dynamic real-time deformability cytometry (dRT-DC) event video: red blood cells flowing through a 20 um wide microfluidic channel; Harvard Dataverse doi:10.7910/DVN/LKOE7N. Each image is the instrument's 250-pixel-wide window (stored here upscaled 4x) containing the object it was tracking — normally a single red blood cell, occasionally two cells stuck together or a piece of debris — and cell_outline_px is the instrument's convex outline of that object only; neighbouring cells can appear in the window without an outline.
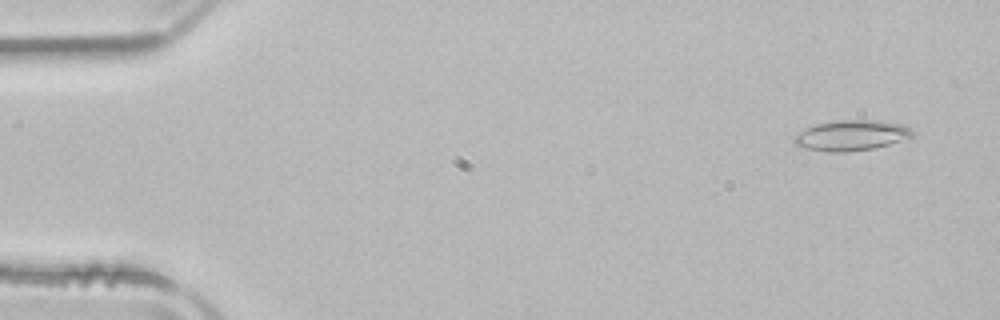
{"species": "common noctule bat (a hibernating species)", "species_latin": "Nyctalus noctula", "temperature_condition": "room temperature", "stored_images_in_passage": 49, "camera_frame_rate_fps": 3000, "um_per_image_px": 0.085, "animal": {"sex": "male", "body_mass_g": 21.5, "forearm_length_mm": 52.0}, "frame": {"image": 1, "passage_image": 3, "time_ms": 0.667, "image_size_px": [1000, 320], "cell_outline_px": [[916, 132], [912, 136], [888, 144], [872, 148], [848, 152], [828, 152], [804, 148], [796, 144], [792, 140], [792, 136], [816, 124], [836, 120], [876, 120], [904, 124], [912, 128]], "centroid_in_image_um": [72.37, 11.5], "position_along_channel_um": 12.6, "area_um2": 20.98}}
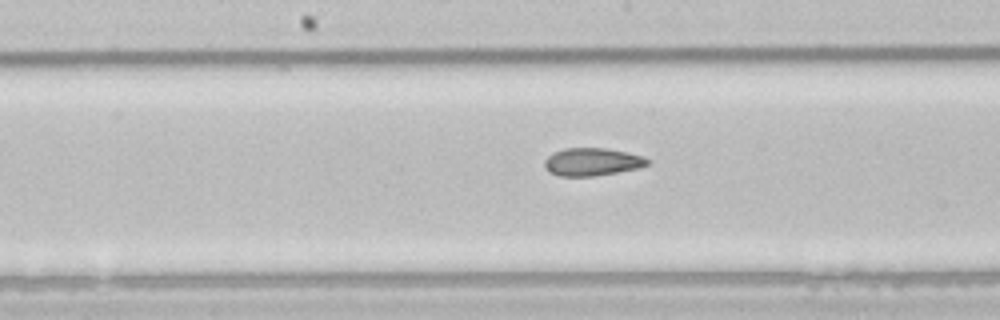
{"frame": {"image": 2, "passage_image": 26, "time_ms": 8.333, "image_size_px": [1000, 320], "cell_outline_px": [[652, 160], [648, 164], [640, 168], [592, 176], [560, 176], [548, 172], [544, 168], [544, 160], [552, 152], [564, 148], [604, 148], [628, 152], [644, 156]], "centroid_in_image_um": [50.33, 13.75], "position_along_channel_um": 197.9, "area_um2": 16.88}}
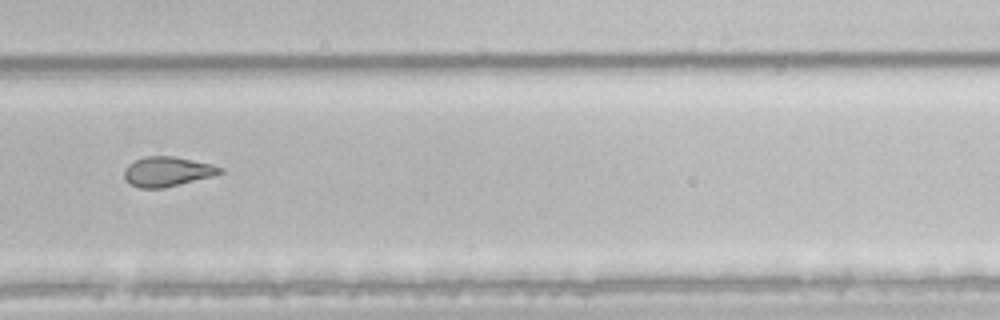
{"frame": {"image": 3, "passage_image": 35, "time_ms": 11.333, "image_size_px": [1000, 320], "cell_outline_px": [[224, 172], [212, 176], [164, 188], [140, 188], [132, 184], [124, 176], [124, 172], [128, 164], [144, 156], [172, 156], [212, 164], [224, 168]], "centroid_in_image_um": [14.25, 14.58], "position_along_channel_um": 315.6, "area_um2": 16.42}}